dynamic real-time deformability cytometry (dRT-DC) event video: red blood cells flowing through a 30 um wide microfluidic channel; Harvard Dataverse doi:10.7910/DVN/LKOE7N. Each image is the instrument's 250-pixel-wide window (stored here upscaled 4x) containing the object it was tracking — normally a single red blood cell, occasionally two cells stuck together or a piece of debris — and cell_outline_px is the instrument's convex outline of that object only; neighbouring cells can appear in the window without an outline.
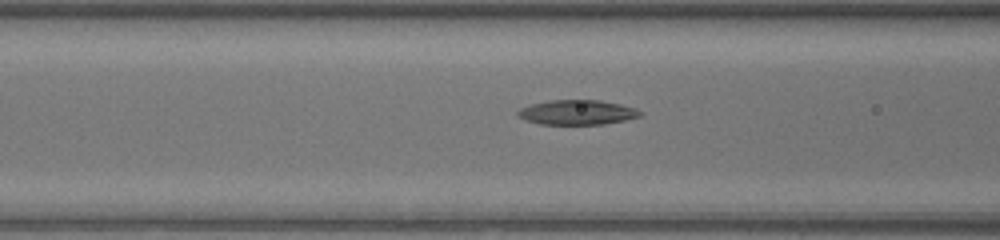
{"species": "common noctule bat (a hibernating species)", "species_latin": "Nyctalus noctula", "temperature_condition": "warm", "stored_images_in_passage": 36, "segment_of_instrument_passage": [1, 2], "camera_frame_rate_fps": 3000, "um_per_image_px": 0.085, "animal": {"sex": "female", "body_mass_g": 17.0, "forearm_length_mm": 48.0}, "frame": {"image": 1, "passage_image": 8, "time_ms": 2.333, "image_size_px": [1000, 240], "cell_outline_px": [[644, 112], [640, 116], [624, 120], [604, 124], [540, 124], [528, 120], [520, 116], [516, 112], [520, 108], [532, 104], [548, 100], [600, 100], [620, 104], [636, 108]], "centroid_in_image_um": [49.1, 9.54], "position_along_channel_um": 117.5, "area_um2": 17.51}}
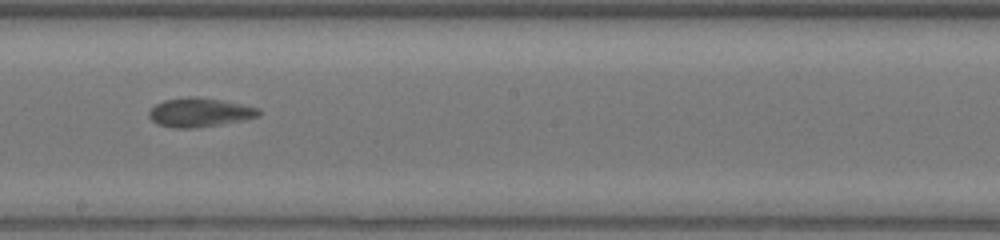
{"frame": {"image": 2, "passage_image": 16, "time_ms": 5.0, "image_size_px": [1000, 240], "cell_outline_px": [[260, 112], [256, 116], [240, 120], [220, 124], [192, 128], [176, 128], [156, 124], [148, 116], [148, 112], [156, 104], [164, 100], [188, 96], [200, 96], [260, 108]], "centroid_in_image_um": [16.9, 9.54], "position_along_channel_um": 231.3, "area_um2": 18.32}}
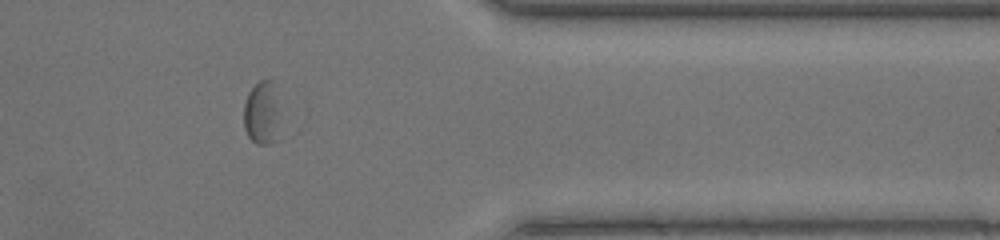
{"frame": {"image": 3, "passage_image": 28, "time_ms": 9.0, "image_size_px": [1000, 240], "cell_outline_px": [[276, 140], [268, 144], [256, 144], [248, 136], [244, 128], [244, 104], [248, 92], [260, 80], [272, 76], [276, 112]], "centroid_in_image_um": [22.18, 9.59], "position_along_channel_um": 389.2, "area_um2": 12.83}}